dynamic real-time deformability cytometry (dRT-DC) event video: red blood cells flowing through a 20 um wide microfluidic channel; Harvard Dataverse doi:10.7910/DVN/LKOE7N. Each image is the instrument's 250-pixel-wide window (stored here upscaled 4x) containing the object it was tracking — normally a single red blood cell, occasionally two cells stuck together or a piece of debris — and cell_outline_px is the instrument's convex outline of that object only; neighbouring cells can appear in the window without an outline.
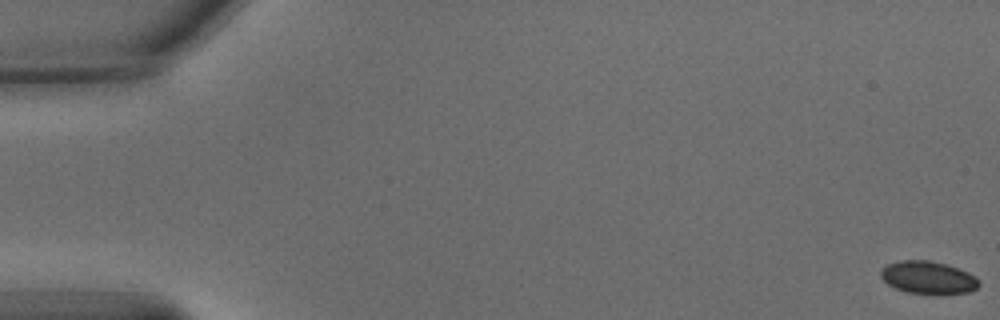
{"species": "common noctule bat (a hibernating species)", "species_latin": "Nyctalus noctula", "temperature_condition": "warm", "stored_images_in_passage": 56, "camera_frame_rate_fps": 3000, "um_per_image_px": 0.085, "animal": {"sex": "male", "body_mass_g": 15.6}, "frame": {"image": 1, "passage_image": 1, "time_ms": 0.0, "image_size_px": [1000, 320], "cell_outline_px": [[980, 284], [976, 288], [968, 292], [908, 292], [896, 288], [888, 284], [880, 276], [880, 268], [888, 264], [900, 260], [928, 260], [944, 264], [968, 272], [976, 276], [980, 280]], "centroid_in_image_um": [78.86, 23.55], "position_along_channel_um": 6.1, "area_um2": 18.15}}
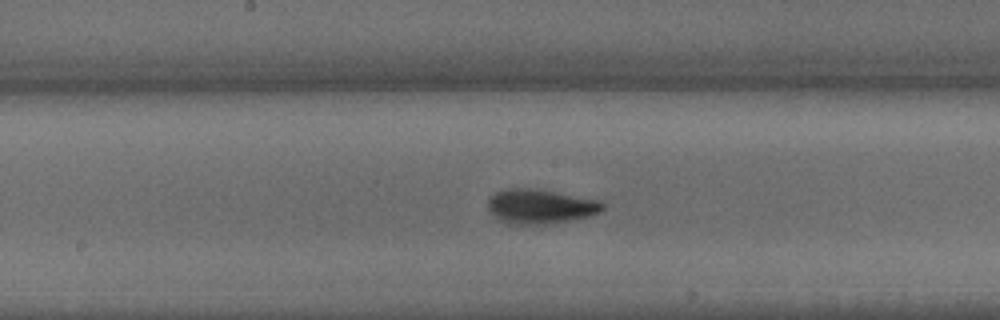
{"frame": {"image": 2, "passage_image": 30, "time_ms": 9.667, "image_size_px": [1000, 320], "cell_outline_px": [[604, 208], [600, 212], [592, 216], [544, 224], [508, 224], [500, 220], [488, 212], [488, 200], [496, 192], [504, 188], [532, 188], [556, 192], [600, 200], [604, 204]], "centroid_in_image_um": [45.91, 17.54], "position_along_channel_um": 202.3, "area_um2": 23.12}}
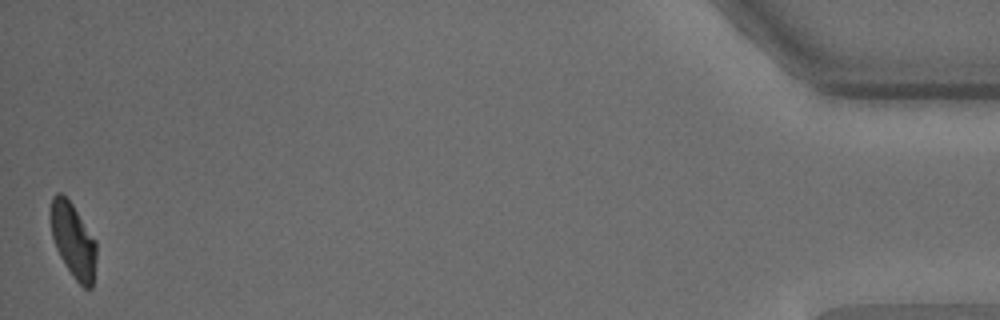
{"frame": {"image": 3, "passage_image": 56, "time_ms": 18.333, "image_size_px": [1000, 320], "cell_outline_px": [[96, 260], [92, 288], [84, 288], [72, 276], [60, 256], [56, 248], [52, 236], [48, 212], [52, 196], [56, 192], [60, 192], [72, 204], [96, 240]], "centroid_in_image_um": [6.19, 20.41], "position_along_channel_um": 429.0, "area_um2": 20.11}, "authors_computed_cell_mechanics": {"area_um2": 21.097, "velocity_mm_per_s": 3.6674, "shape_relaxation_time_tau1_ms": 3.2549, "shape_relaxation_time_tau2_ms": 1.7221, "deformation_change_tau1": 0.1316, "deformation_change_tau2": 0.0733}}